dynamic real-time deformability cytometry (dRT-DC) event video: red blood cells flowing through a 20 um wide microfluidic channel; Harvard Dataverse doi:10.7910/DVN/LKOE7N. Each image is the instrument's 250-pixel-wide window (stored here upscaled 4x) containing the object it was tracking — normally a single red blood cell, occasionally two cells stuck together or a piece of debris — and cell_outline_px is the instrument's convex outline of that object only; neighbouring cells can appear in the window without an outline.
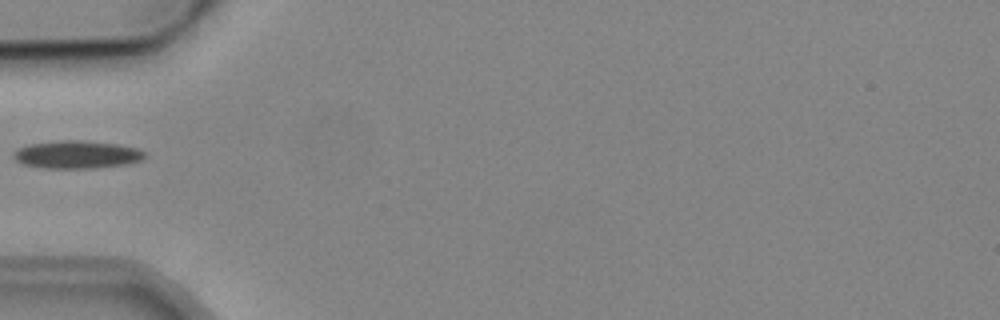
{"species": "common noctule bat (a hibernating species)", "species_latin": "Nyctalus noctula", "temperature_condition": "cold", "stored_images_in_passage": 5, "camera_frame_rate_fps": 3000, "um_per_image_px": 0.085, "animal": {"sex": "male", "body_mass_g": 19.2, "forearm_length_mm": 51.8}, "frame": {"image": 1, "passage_image": 4, "time_ms": 4.667, "image_size_px": [1000, 320], "cell_outline_px": [[144, 156], [140, 160], [124, 164], [92, 168], [44, 168], [24, 164], [16, 160], [12, 156], [12, 152], [16, 148], [28, 144], [60, 140], [80, 140], [116, 144], [136, 148], [144, 152]], "centroid_in_image_um": [6.44, 13.13], "position_along_channel_um": 78.6, "area_um2": 21.1}}